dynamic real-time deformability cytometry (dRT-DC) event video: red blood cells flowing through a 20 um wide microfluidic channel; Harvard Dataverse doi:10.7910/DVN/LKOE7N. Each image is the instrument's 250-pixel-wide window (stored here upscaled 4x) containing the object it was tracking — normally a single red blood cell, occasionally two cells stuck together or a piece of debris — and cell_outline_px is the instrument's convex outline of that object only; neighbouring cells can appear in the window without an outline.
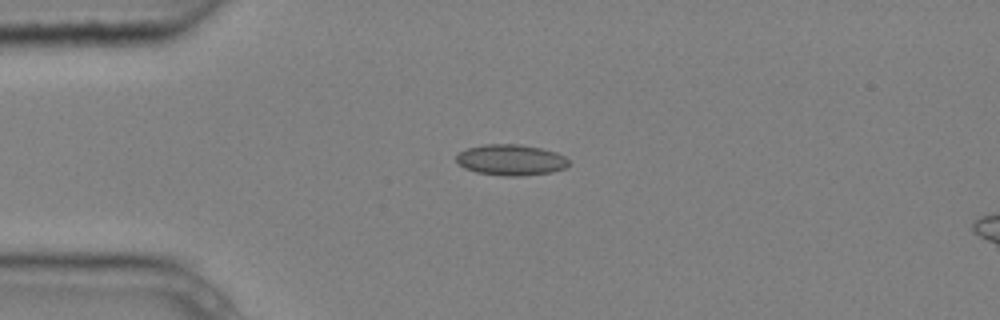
{"species": "common noctule bat (a hibernating species)", "species_latin": "Nyctalus noctula", "temperature_condition": "cold", "stored_images_in_passage": 5, "camera_frame_rate_fps": 3000, "um_per_image_px": 0.085, "animal": {"sex": "male", "body_mass_g": 20.4}, "frame": {"image": 1, "passage_image": 4, "time_ms": 1.0, "image_size_px": [1000, 320], "cell_outline_px": [[568, 164], [564, 168], [552, 172], [524, 176], [504, 176], [476, 172], [464, 168], [456, 160], [456, 156], [460, 152], [468, 148], [484, 144], [520, 144], [540, 148], [556, 152], [564, 156], [568, 160]], "centroid_in_image_um": [43.42, 13.6], "position_along_channel_um": 41.6, "area_um2": 20.23}}